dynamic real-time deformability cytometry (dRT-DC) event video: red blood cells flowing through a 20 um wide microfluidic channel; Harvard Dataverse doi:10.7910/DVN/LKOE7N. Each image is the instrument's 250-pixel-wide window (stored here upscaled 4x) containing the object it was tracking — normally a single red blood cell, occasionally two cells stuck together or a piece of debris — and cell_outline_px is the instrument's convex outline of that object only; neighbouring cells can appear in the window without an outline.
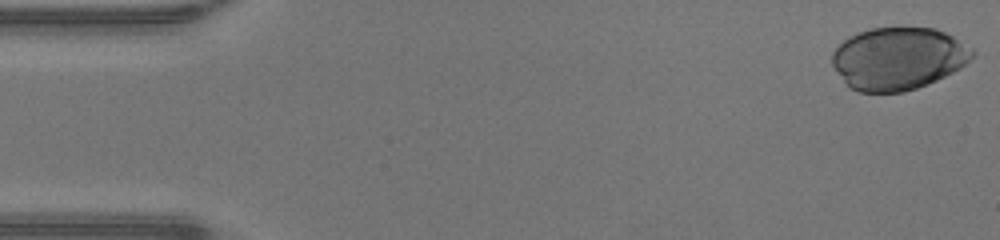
{"species": "human", "species_latin": "Homo sapiens", "temperature_condition": "warm", "stored_images_in_passage": 38, "camera_frame_rate_fps": 3000, "um_per_image_px": 0.085, "donor": {"sex": "male"}, "frame": {"image": 1, "passage_image": 1, "time_ms": 0.0, "image_size_px": [1000, 240], "cell_outline_px": [[976, 52], [960, 68], [936, 80], [916, 88], [904, 92], [860, 92], [852, 88], [844, 80], [832, 64], [832, 52], [848, 36], [872, 28], [936, 28], [952, 36], [972, 48]], "centroid_in_image_um": [76.35, 4.97], "position_along_channel_um": 8.7, "area_um2": 50.46}}
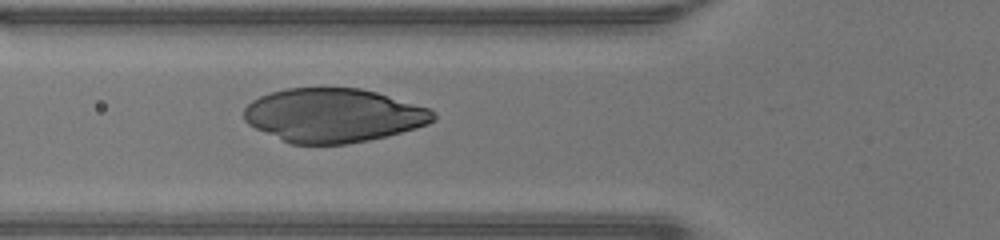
{"frame": {"image": 2, "passage_image": 17, "time_ms": 5.333, "image_size_px": [1000, 240], "cell_outline_px": [[436, 120], [428, 124], [416, 128], [368, 140], [348, 144], [292, 144], [256, 128], [248, 124], [244, 120], [244, 108], [252, 100], [260, 96], [272, 92], [288, 88], [360, 88], [376, 92], [432, 108], [436, 112]], "centroid_in_image_um": [28.37, 9.8], "position_along_channel_um": 97.4, "area_um2": 59.36}}
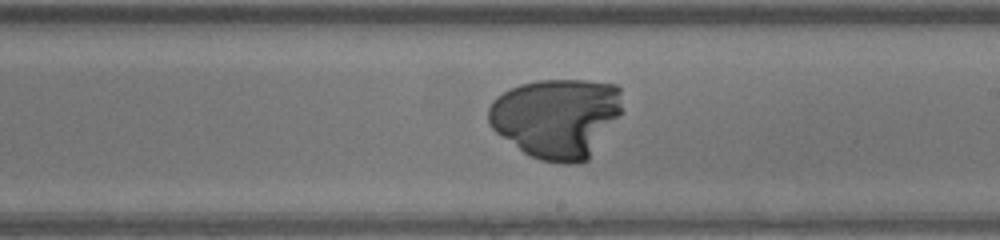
{"frame": {"image": 3, "passage_image": 27, "time_ms": 8.667, "image_size_px": [1000, 240], "cell_outline_px": [[624, 112], [588, 160], [580, 164], [564, 164], [540, 160], [524, 152], [496, 132], [492, 128], [488, 120], [488, 108], [492, 100], [496, 96], [520, 84], [536, 80], [588, 80], [616, 84], [620, 88]], "centroid_in_image_um": [47.36, 10.01], "position_along_channel_um": 241.6, "area_um2": 62.94}}